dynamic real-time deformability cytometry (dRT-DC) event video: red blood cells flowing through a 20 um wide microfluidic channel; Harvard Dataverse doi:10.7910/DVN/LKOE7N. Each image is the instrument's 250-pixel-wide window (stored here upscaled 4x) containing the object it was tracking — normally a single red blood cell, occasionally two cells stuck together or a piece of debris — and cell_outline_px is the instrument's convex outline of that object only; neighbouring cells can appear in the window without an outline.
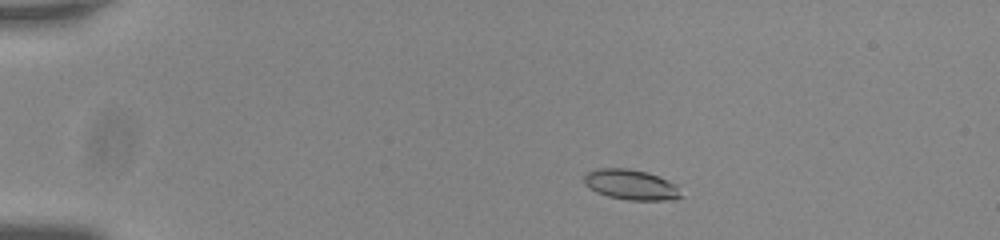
{"species": "common noctule bat (a hibernating species)", "species_latin": "Nyctalus noctula", "temperature_condition": "room temperature", "stored_images_in_passage": 9, "camera_frame_rate_fps": 3000, "um_per_image_px": 0.085, "animal": {"sex": "male", "body_mass_g": 20.0, "forearm_length_mm": 53.3}, "frame": {"image": 1, "passage_image": 1, "time_ms": 0.0, "image_size_px": [1000, 240], "cell_outline_px": [[684, 196], [676, 200], [628, 200], [608, 196], [596, 192], [584, 184], [584, 176], [588, 172], [596, 168], [628, 168], [648, 172], [668, 180], [676, 184]], "centroid_in_image_um": [53.67, 15.7], "position_along_channel_um": 31.3, "area_um2": 17.34}}